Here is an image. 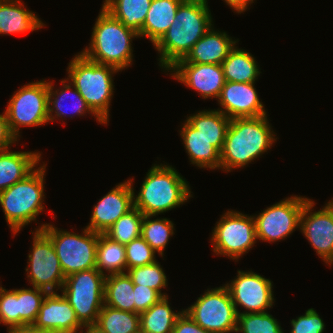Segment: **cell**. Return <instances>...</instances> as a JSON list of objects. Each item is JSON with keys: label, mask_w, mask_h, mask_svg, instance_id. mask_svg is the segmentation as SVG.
<instances>
[{"label": "cell", "mask_w": 333, "mask_h": 333, "mask_svg": "<svg viewBox=\"0 0 333 333\" xmlns=\"http://www.w3.org/2000/svg\"><path fill=\"white\" fill-rule=\"evenodd\" d=\"M125 253L127 270L156 261V252L141 236L125 245Z\"/></svg>", "instance_id": "cell-38"}, {"label": "cell", "mask_w": 333, "mask_h": 333, "mask_svg": "<svg viewBox=\"0 0 333 333\" xmlns=\"http://www.w3.org/2000/svg\"><path fill=\"white\" fill-rule=\"evenodd\" d=\"M7 326V331L19 327L17 307V289L6 290L0 286V324Z\"/></svg>", "instance_id": "cell-39"}, {"label": "cell", "mask_w": 333, "mask_h": 333, "mask_svg": "<svg viewBox=\"0 0 333 333\" xmlns=\"http://www.w3.org/2000/svg\"><path fill=\"white\" fill-rule=\"evenodd\" d=\"M207 0H184L178 7L173 23L154 45L160 55L161 69L168 70L184 59L193 45L214 24Z\"/></svg>", "instance_id": "cell-1"}, {"label": "cell", "mask_w": 333, "mask_h": 333, "mask_svg": "<svg viewBox=\"0 0 333 333\" xmlns=\"http://www.w3.org/2000/svg\"><path fill=\"white\" fill-rule=\"evenodd\" d=\"M33 244L25 271L32 287L48 293L61 290L65 276L52 241L41 231L32 232ZM57 290V291H55Z\"/></svg>", "instance_id": "cell-13"}, {"label": "cell", "mask_w": 333, "mask_h": 333, "mask_svg": "<svg viewBox=\"0 0 333 333\" xmlns=\"http://www.w3.org/2000/svg\"><path fill=\"white\" fill-rule=\"evenodd\" d=\"M92 29L89 47L80 52L85 58L120 71L132 65V40L139 38L135 30L126 27L103 7Z\"/></svg>", "instance_id": "cell-3"}, {"label": "cell", "mask_w": 333, "mask_h": 333, "mask_svg": "<svg viewBox=\"0 0 333 333\" xmlns=\"http://www.w3.org/2000/svg\"><path fill=\"white\" fill-rule=\"evenodd\" d=\"M47 293L46 290L36 287L17 289L19 326L34 323Z\"/></svg>", "instance_id": "cell-35"}, {"label": "cell", "mask_w": 333, "mask_h": 333, "mask_svg": "<svg viewBox=\"0 0 333 333\" xmlns=\"http://www.w3.org/2000/svg\"><path fill=\"white\" fill-rule=\"evenodd\" d=\"M173 333H212L201 328L183 309L175 321Z\"/></svg>", "instance_id": "cell-42"}, {"label": "cell", "mask_w": 333, "mask_h": 333, "mask_svg": "<svg viewBox=\"0 0 333 333\" xmlns=\"http://www.w3.org/2000/svg\"><path fill=\"white\" fill-rule=\"evenodd\" d=\"M221 65L225 81L229 82L253 83L261 73L255 57L236 45L230 50Z\"/></svg>", "instance_id": "cell-26"}, {"label": "cell", "mask_w": 333, "mask_h": 333, "mask_svg": "<svg viewBox=\"0 0 333 333\" xmlns=\"http://www.w3.org/2000/svg\"><path fill=\"white\" fill-rule=\"evenodd\" d=\"M308 199L292 195L254 215L257 240L277 242L299 229L301 213Z\"/></svg>", "instance_id": "cell-12"}, {"label": "cell", "mask_w": 333, "mask_h": 333, "mask_svg": "<svg viewBox=\"0 0 333 333\" xmlns=\"http://www.w3.org/2000/svg\"><path fill=\"white\" fill-rule=\"evenodd\" d=\"M224 2L232 8L236 13H244L247 9H249V5L254 3V0H224Z\"/></svg>", "instance_id": "cell-44"}, {"label": "cell", "mask_w": 333, "mask_h": 333, "mask_svg": "<svg viewBox=\"0 0 333 333\" xmlns=\"http://www.w3.org/2000/svg\"><path fill=\"white\" fill-rule=\"evenodd\" d=\"M105 278L97 268L79 271L65 278L62 295L84 325H95L104 305Z\"/></svg>", "instance_id": "cell-8"}, {"label": "cell", "mask_w": 333, "mask_h": 333, "mask_svg": "<svg viewBox=\"0 0 333 333\" xmlns=\"http://www.w3.org/2000/svg\"><path fill=\"white\" fill-rule=\"evenodd\" d=\"M230 281L224 285L230 292L237 314L262 313L273 308L275 299L271 280L252 270H238L236 277ZM238 306L246 311L240 312Z\"/></svg>", "instance_id": "cell-14"}, {"label": "cell", "mask_w": 333, "mask_h": 333, "mask_svg": "<svg viewBox=\"0 0 333 333\" xmlns=\"http://www.w3.org/2000/svg\"><path fill=\"white\" fill-rule=\"evenodd\" d=\"M152 0H104L102 7L115 19L139 33Z\"/></svg>", "instance_id": "cell-28"}, {"label": "cell", "mask_w": 333, "mask_h": 333, "mask_svg": "<svg viewBox=\"0 0 333 333\" xmlns=\"http://www.w3.org/2000/svg\"><path fill=\"white\" fill-rule=\"evenodd\" d=\"M69 81V82H68ZM63 87L61 89H55L53 86V82H48V117L49 122L54 121L56 118L63 119L68 113L67 108L68 105L65 106L63 102H65L66 98L71 97L73 104L71 106L72 110L70 109V112L72 111V115L69 117H73L75 114L78 116H84L88 112V114L91 113L96 118V121L100 124L106 125L89 107L85 99L80 95L78 90L75 88V86L70 82V80L64 79L61 81ZM72 87V88H71ZM55 113V114H54Z\"/></svg>", "instance_id": "cell-23"}, {"label": "cell", "mask_w": 333, "mask_h": 333, "mask_svg": "<svg viewBox=\"0 0 333 333\" xmlns=\"http://www.w3.org/2000/svg\"><path fill=\"white\" fill-rule=\"evenodd\" d=\"M210 239L214 254L238 261L257 242L253 215L226 211L216 223Z\"/></svg>", "instance_id": "cell-10"}, {"label": "cell", "mask_w": 333, "mask_h": 333, "mask_svg": "<svg viewBox=\"0 0 333 333\" xmlns=\"http://www.w3.org/2000/svg\"><path fill=\"white\" fill-rule=\"evenodd\" d=\"M152 215H144L141 229V237L157 252L161 257L168 245V241L174 233V223L167 218H157L152 220Z\"/></svg>", "instance_id": "cell-33"}, {"label": "cell", "mask_w": 333, "mask_h": 333, "mask_svg": "<svg viewBox=\"0 0 333 333\" xmlns=\"http://www.w3.org/2000/svg\"><path fill=\"white\" fill-rule=\"evenodd\" d=\"M133 182V178L127 179L99 199L86 226L89 230L104 234L121 216L134 207Z\"/></svg>", "instance_id": "cell-16"}, {"label": "cell", "mask_w": 333, "mask_h": 333, "mask_svg": "<svg viewBox=\"0 0 333 333\" xmlns=\"http://www.w3.org/2000/svg\"><path fill=\"white\" fill-rule=\"evenodd\" d=\"M17 141L19 140L12 134L4 111L0 114V151L10 149Z\"/></svg>", "instance_id": "cell-43"}, {"label": "cell", "mask_w": 333, "mask_h": 333, "mask_svg": "<svg viewBox=\"0 0 333 333\" xmlns=\"http://www.w3.org/2000/svg\"><path fill=\"white\" fill-rule=\"evenodd\" d=\"M230 118L221 111L202 110L186 118V121L205 138L211 141L220 152L222 151L225 135L229 126Z\"/></svg>", "instance_id": "cell-27"}, {"label": "cell", "mask_w": 333, "mask_h": 333, "mask_svg": "<svg viewBox=\"0 0 333 333\" xmlns=\"http://www.w3.org/2000/svg\"><path fill=\"white\" fill-rule=\"evenodd\" d=\"M144 214L133 207L121 216L104 234L111 240L126 245L141 236Z\"/></svg>", "instance_id": "cell-34"}, {"label": "cell", "mask_w": 333, "mask_h": 333, "mask_svg": "<svg viewBox=\"0 0 333 333\" xmlns=\"http://www.w3.org/2000/svg\"><path fill=\"white\" fill-rule=\"evenodd\" d=\"M21 0H0V35L25 34L45 24Z\"/></svg>", "instance_id": "cell-21"}, {"label": "cell", "mask_w": 333, "mask_h": 333, "mask_svg": "<svg viewBox=\"0 0 333 333\" xmlns=\"http://www.w3.org/2000/svg\"><path fill=\"white\" fill-rule=\"evenodd\" d=\"M275 136L267 114L231 119L220 152V169L228 173L248 165L270 150Z\"/></svg>", "instance_id": "cell-2"}, {"label": "cell", "mask_w": 333, "mask_h": 333, "mask_svg": "<svg viewBox=\"0 0 333 333\" xmlns=\"http://www.w3.org/2000/svg\"><path fill=\"white\" fill-rule=\"evenodd\" d=\"M253 83L226 81L218 97L221 111L230 119L266 115L264 104L260 101Z\"/></svg>", "instance_id": "cell-18"}, {"label": "cell", "mask_w": 333, "mask_h": 333, "mask_svg": "<svg viewBox=\"0 0 333 333\" xmlns=\"http://www.w3.org/2000/svg\"><path fill=\"white\" fill-rule=\"evenodd\" d=\"M183 1L152 0L146 20L138 33L139 38L146 37L154 46L173 23L177 9Z\"/></svg>", "instance_id": "cell-25"}, {"label": "cell", "mask_w": 333, "mask_h": 333, "mask_svg": "<svg viewBox=\"0 0 333 333\" xmlns=\"http://www.w3.org/2000/svg\"><path fill=\"white\" fill-rule=\"evenodd\" d=\"M95 325L104 333H140V314L103 305Z\"/></svg>", "instance_id": "cell-32"}, {"label": "cell", "mask_w": 333, "mask_h": 333, "mask_svg": "<svg viewBox=\"0 0 333 333\" xmlns=\"http://www.w3.org/2000/svg\"><path fill=\"white\" fill-rule=\"evenodd\" d=\"M189 183L172 165L154 164L148 170L138 195H133L134 207L144 215L157 216L188 202Z\"/></svg>", "instance_id": "cell-4"}, {"label": "cell", "mask_w": 333, "mask_h": 333, "mask_svg": "<svg viewBox=\"0 0 333 333\" xmlns=\"http://www.w3.org/2000/svg\"><path fill=\"white\" fill-rule=\"evenodd\" d=\"M12 134L19 139L21 127H37L49 123L48 81L23 85L14 92L4 110Z\"/></svg>", "instance_id": "cell-9"}, {"label": "cell", "mask_w": 333, "mask_h": 333, "mask_svg": "<svg viewBox=\"0 0 333 333\" xmlns=\"http://www.w3.org/2000/svg\"><path fill=\"white\" fill-rule=\"evenodd\" d=\"M179 131L191 164L198 168L220 169V151L186 120Z\"/></svg>", "instance_id": "cell-24"}, {"label": "cell", "mask_w": 333, "mask_h": 333, "mask_svg": "<svg viewBox=\"0 0 333 333\" xmlns=\"http://www.w3.org/2000/svg\"><path fill=\"white\" fill-rule=\"evenodd\" d=\"M238 41V39L234 40L229 37L225 31L215 30L212 25L205 35L193 45L186 57L176 63L221 65Z\"/></svg>", "instance_id": "cell-20"}, {"label": "cell", "mask_w": 333, "mask_h": 333, "mask_svg": "<svg viewBox=\"0 0 333 333\" xmlns=\"http://www.w3.org/2000/svg\"><path fill=\"white\" fill-rule=\"evenodd\" d=\"M68 80L85 99L90 109L107 125L117 68L92 62L78 53L69 62ZM113 75V76H112Z\"/></svg>", "instance_id": "cell-5"}, {"label": "cell", "mask_w": 333, "mask_h": 333, "mask_svg": "<svg viewBox=\"0 0 333 333\" xmlns=\"http://www.w3.org/2000/svg\"><path fill=\"white\" fill-rule=\"evenodd\" d=\"M167 72L188 88L197 91L203 99H218L226 82L222 65L175 63Z\"/></svg>", "instance_id": "cell-17"}, {"label": "cell", "mask_w": 333, "mask_h": 333, "mask_svg": "<svg viewBox=\"0 0 333 333\" xmlns=\"http://www.w3.org/2000/svg\"><path fill=\"white\" fill-rule=\"evenodd\" d=\"M83 327L86 329L84 333H104L96 325H84ZM84 328H82L79 333H83Z\"/></svg>", "instance_id": "cell-46"}, {"label": "cell", "mask_w": 333, "mask_h": 333, "mask_svg": "<svg viewBox=\"0 0 333 333\" xmlns=\"http://www.w3.org/2000/svg\"><path fill=\"white\" fill-rule=\"evenodd\" d=\"M134 284L127 273L106 275L104 305L135 313Z\"/></svg>", "instance_id": "cell-29"}, {"label": "cell", "mask_w": 333, "mask_h": 333, "mask_svg": "<svg viewBox=\"0 0 333 333\" xmlns=\"http://www.w3.org/2000/svg\"><path fill=\"white\" fill-rule=\"evenodd\" d=\"M54 246L65 278L79 271L96 268V253L99 233L84 228L81 234L58 230L52 224L37 226Z\"/></svg>", "instance_id": "cell-7"}, {"label": "cell", "mask_w": 333, "mask_h": 333, "mask_svg": "<svg viewBox=\"0 0 333 333\" xmlns=\"http://www.w3.org/2000/svg\"><path fill=\"white\" fill-rule=\"evenodd\" d=\"M33 325L54 333H79L83 328L75 310L62 293L57 292L47 293L44 297Z\"/></svg>", "instance_id": "cell-19"}, {"label": "cell", "mask_w": 333, "mask_h": 333, "mask_svg": "<svg viewBox=\"0 0 333 333\" xmlns=\"http://www.w3.org/2000/svg\"><path fill=\"white\" fill-rule=\"evenodd\" d=\"M96 268L103 275L127 272L125 245L99 234L96 253ZM104 270L108 273H105ZM126 271V272H125Z\"/></svg>", "instance_id": "cell-31"}, {"label": "cell", "mask_w": 333, "mask_h": 333, "mask_svg": "<svg viewBox=\"0 0 333 333\" xmlns=\"http://www.w3.org/2000/svg\"><path fill=\"white\" fill-rule=\"evenodd\" d=\"M38 151H0V192L23 180L41 160Z\"/></svg>", "instance_id": "cell-22"}, {"label": "cell", "mask_w": 333, "mask_h": 333, "mask_svg": "<svg viewBox=\"0 0 333 333\" xmlns=\"http://www.w3.org/2000/svg\"><path fill=\"white\" fill-rule=\"evenodd\" d=\"M290 333H323L325 324L313 308L306 310L304 315L291 320Z\"/></svg>", "instance_id": "cell-40"}, {"label": "cell", "mask_w": 333, "mask_h": 333, "mask_svg": "<svg viewBox=\"0 0 333 333\" xmlns=\"http://www.w3.org/2000/svg\"><path fill=\"white\" fill-rule=\"evenodd\" d=\"M135 313L141 314L158 302L163 296L148 286L134 285Z\"/></svg>", "instance_id": "cell-41"}, {"label": "cell", "mask_w": 333, "mask_h": 333, "mask_svg": "<svg viewBox=\"0 0 333 333\" xmlns=\"http://www.w3.org/2000/svg\"><path fill=\"white\" fill-rule=\"evenodd\" d=\"M315 202L308 199L301 213L300 232L306 237L316 254L328 265H333V198L312 212Z\"/></svg>", "instance_id": "cell-15"}, {"label": "cell", "mask_w": 333, "mask_h": 333, "mask_svg": "<svg viewBox=\"0 0 333 333\" xmlns=\"http://www.w3.org/2000/svg\"><path fill=\"white\" fill-rule=\"evenodd\" d=\"M134 285L148 286L158 291L163 297L168 296L162 293V289L168 286L166 274L157 260L148 265L133 267L126 272Z\"/></svg>", "instance_id": "cell-36"}, {"label": "cell", "mask_w": 333, "mask_h": 333, "mask_svg": "<svg viewBox=\"0 0 333 333\" xmlns=\"http://www.w3.org/2000/svg\"><path fill=\"white\" fill-rule=\"evenodd\" d=\"M184 311L209 332L236 333L238 314L225 285L207 289Z\"/></svg>", "instance_id": "cell-11"}, {"label": "cell", "mask_w": 333, "mask_h": 333, "mask_svg": "<svg viewBox=\"0 0 333 333\" xmlns=\"http://www.w3.org/2000/svg\"><path fill=\"white\" fill-rule=\"evenodd\" d=\"M45 169L43 162L23 180L0 192V205L14 235L44 211Z\"/></svg>", "instance_id": "cell-6"}, {"label": "cell", "mask_w": 333, "mask_h": 333, "mask_svg": "<svg viewBox=\"0 0 333 333\" xmlns=\"http://www.w3.org/2000/svg\"><path fill=\"white\" fill-rule=\"evenodd\" d=\"M236 333H284L269 312L238 314Z\"/></svg>", "instance_id": "cell-37"}, {"label": "cell", "mask_w": 333, "mask_h": 333, "mask_svg": "<svg viewBox=\"0 0 333 333\" xmlns=\"http://www.w3.org/2000/svg\"><path fill=\"white\" fill-rule=\"evenodd\" d=\"M168 296L140 314V333H173L175 321L182 311H173Z\"/></svg>", "instance_id": "cell-30"}, {"label": "cell", "mask_w": 333, "mask_h": 333, "mask_svg": "<svg viewBox=\"0 0 333 333\" xmlns=\"http://www.w3.org/2000/svg\"><path fill=\"white\" fill-rule=\"evenodd\" d=\"M8 333H54V332L35 327L33 324H28L10 329Z\"/></svg>", "instance_id": "cell-45"}]
</instances>
